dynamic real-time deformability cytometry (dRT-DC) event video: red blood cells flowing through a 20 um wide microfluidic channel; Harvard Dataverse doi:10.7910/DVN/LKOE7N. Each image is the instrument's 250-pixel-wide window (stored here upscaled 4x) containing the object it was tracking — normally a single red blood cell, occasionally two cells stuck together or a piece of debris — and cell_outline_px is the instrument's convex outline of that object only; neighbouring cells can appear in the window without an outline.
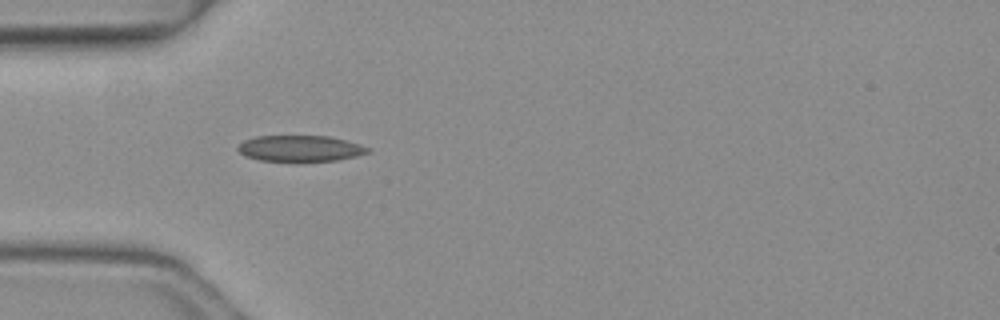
{"species": "common noctule bat (a hibernating species)", "species_latin": "Nyctalus noctula", "temperature_condition": "warm", "stored_images_in_passage": 6, "camera_frame_rate_fps": 3000, "um_per_image_px": 0.085, "animal": {"sex": "female", "body_mass_g": 19.3, "forearm_length_mm": 54.1}, "frame": {"image": 1, "passage_image": 6, "time_ms": 1.667, "image_size_px": [1000, 320], "cell_outline_px": [[372, 148], [368, 152], [356, 156], [336, 160], [260, 160], [244, 156], [236, 148], [244, 140], [256, 136], [328, 136], [360, 144]], "centroid_in_image_um": [25.5, 12.6], "position_along_channel_um": 59.5, "area_um2": 19.36}}